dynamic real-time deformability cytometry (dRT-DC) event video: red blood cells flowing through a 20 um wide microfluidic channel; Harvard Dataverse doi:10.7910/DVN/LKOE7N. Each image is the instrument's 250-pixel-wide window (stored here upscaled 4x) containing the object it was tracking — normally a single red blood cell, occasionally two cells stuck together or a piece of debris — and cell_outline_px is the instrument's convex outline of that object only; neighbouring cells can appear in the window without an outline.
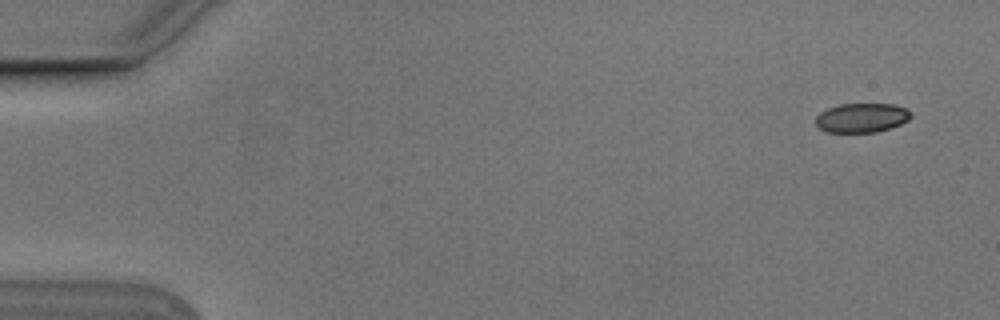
{"species": "Egyptian fruit bat (a non-hibernating species)", "species_latin": "Rousettus aegyptiacus", "temperature_condition": "cold", "stored_images_in_passage": 6, "camera_frame_rate_fps": 3000, "um_per_image_px": 0.085, "animal": {"sex": "male"}, "frame": {"image": 1, "passage_image": 1, "time_ms": 0.0, "image_size_px": [1000, 320], "cell_outline_px": [[912, 116], [908, 120], [892, 128], [876, 132], [828, 132], [820, 128], [816, 124], [816, 116], [820, 112], [828, 108], [840, 104], [896, 104], [908, 108], [912, 112]], "centroid_in_image_um": [73.3, 10.0], "position_along_channel_um": 11.7, "area_um2": 16.42}}